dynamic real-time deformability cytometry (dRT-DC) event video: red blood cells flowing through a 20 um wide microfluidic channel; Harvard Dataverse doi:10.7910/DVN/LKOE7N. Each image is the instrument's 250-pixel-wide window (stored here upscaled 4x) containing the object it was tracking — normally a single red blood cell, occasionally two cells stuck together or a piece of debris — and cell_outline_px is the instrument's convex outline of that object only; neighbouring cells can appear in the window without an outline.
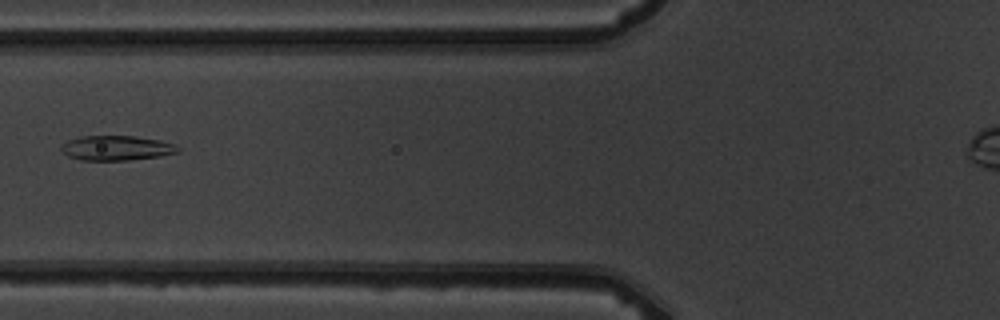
{"species": "common noctule bat (a hibernating species)", "species_latin": "Nyctalus noctula", "temperature_condition": "warm", "stored_images_in_passage": 3, "camera_frame_rate_fps": 3000, "um_per_image_px": 0.085, "animal": {"sex": "male", "body_mass_g": 19.5, "forearm_length_mm": 54.6}, "frame": {"image": 1, "passage_image": 3, "time_ms": 2.333, "image_size_px": [1000, 320], "cell_outline_px": [[180, 152], [160, 156], [128, 160], [80, 160], [68, 156], [60, 152], [60, 148], [68, 140], [80, 136], [136, 136], [160, 140], [176, 144], [180, 148]], "centroid_in_image_um": [9.91, 12.58], "position_along_channel_um": 115.9, "area_um2": 16.99}}